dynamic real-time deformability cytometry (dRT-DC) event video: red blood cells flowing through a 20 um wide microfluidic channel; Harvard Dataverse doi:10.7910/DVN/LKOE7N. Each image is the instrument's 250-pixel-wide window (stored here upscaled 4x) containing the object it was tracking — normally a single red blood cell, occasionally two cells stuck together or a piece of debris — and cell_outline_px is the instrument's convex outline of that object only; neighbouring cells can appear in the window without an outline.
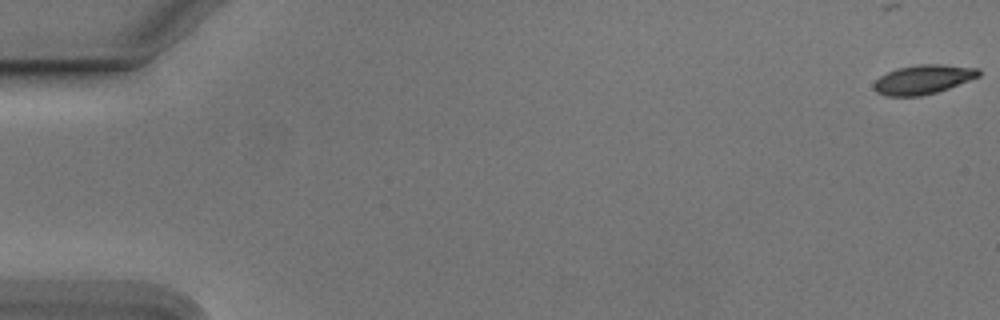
{"species": "Egyptian fruit bat (a non-hibernating species)", "species_latin": "Rousettus aegyptiacus", "temperature_condition": "cold", "stored_images_in_passage": 15, "camera_frame_rate_fps": 3000, "um_per_image_px": 0.085, "animal": {"sex": "male"}, "frame": {"image": 1, "passage_image": 1, "time_ms": 0.0, "image_size_px": [1000, 320], "cell_outline_px": [[980, 76], [948, 88], [936, 92], [920, 96], [888, 96], [876, 92], [872, 88], [872, 84], [880, 76], [896, 68], [920, 64], [944, 64], [980, 68]], "centroid_in_image_um": [78.45, 6.74], "position_along_channel_um": 6.5, "area_um2": 17.92}}
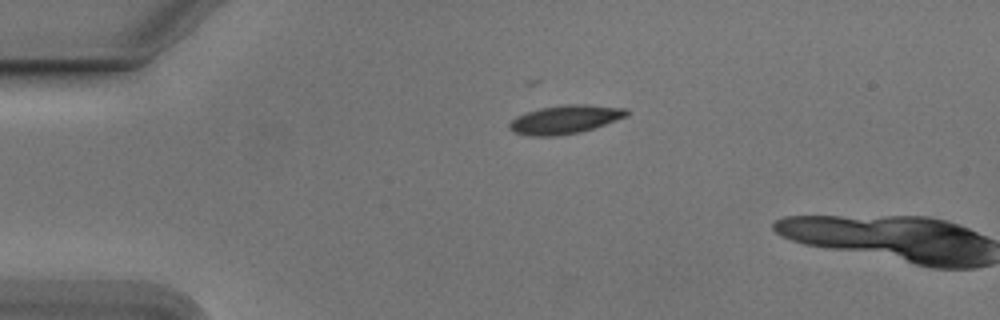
{"frame": {"image": 2, "passage_image": 13, "time_ms": 4.0, "image_size_px": [1000, 320], "cell_outline_px": [[628, 116], [580, 132], [556, 136], [528, 136], [512, 132], [508, 128], [508, 124], [516, 116], [540, 108], [564, 104], [588, 104], [624, 108], [628, 112]], "centroid_in_image_um": [47.99, 10.16], "position_along_channel_um": 37.0, "area_um2": 19.48}}